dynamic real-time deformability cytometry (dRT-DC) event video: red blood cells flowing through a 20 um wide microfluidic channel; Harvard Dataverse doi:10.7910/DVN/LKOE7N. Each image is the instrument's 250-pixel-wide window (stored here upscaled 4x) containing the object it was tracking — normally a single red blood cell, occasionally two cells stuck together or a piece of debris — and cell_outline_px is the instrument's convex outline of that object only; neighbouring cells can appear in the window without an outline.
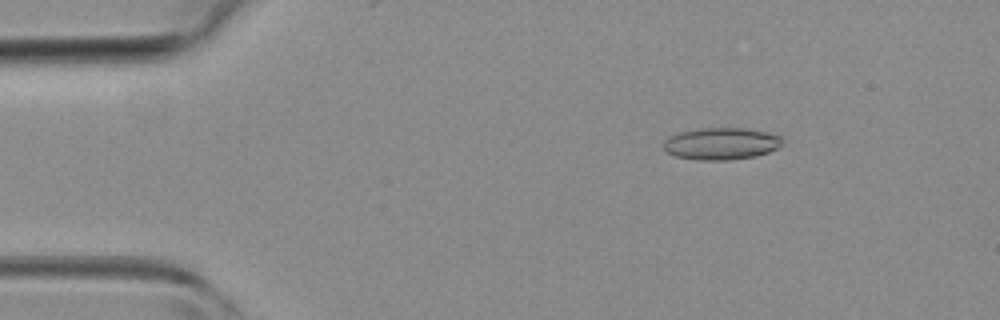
{"species": "common noctule bat (a hibernating species)", "species_latin": "Nyctalus noctula", "temperature_condition": "room temperature", "stored_images_in_passage": 42, "camera_frame_rate_fps": 3000, "um_per_image_px": 0.085, "animal": {"sex": "female", "body_mass_g": 19.3, "forearm_length_mm": 54.1}, "frame": {"image": 1, "passage_image": 5, "time_ms": 1.333, "image_size_px": [1000, 320], "cell_outline_px": [[784, 140], [776, 148], [768, 152], [756, 156], [728, 160], [696, 160], [676, 156], [668, 152], [664, 148], [664, 140], [668, 136], [680, 132], [700, 128], [744, 128], [764, 132], [780, 136]], "centroid_in_image_um": [61.27, 12.21], "position_along_channel_um": 23.7, "area_um2": 22.02}}
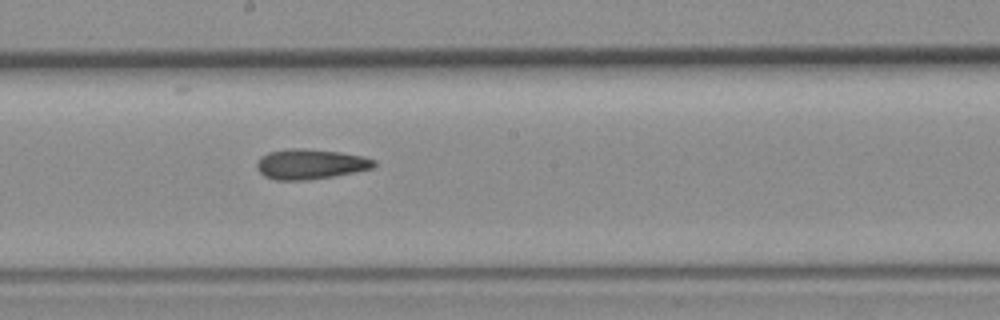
{"frame": {"image": 2, "passage_image": 22, "time_ms": 7.0, "image_size_px": [1000, 320], "cell_outline_px": [[376, 164], [372, 168], [356, 172], [336, 176], [308, 180], [276, 180], [264, 176], [256, 168], [256, 164], [260, 156], [268, 152], [288, 148], [304, 148], [340, 152], [364, 156], [376, 160]], "centroid_in_image_um": [26.38, 13.95], "position_along_channel_um": 221.8, "area_um2": 20.87}}
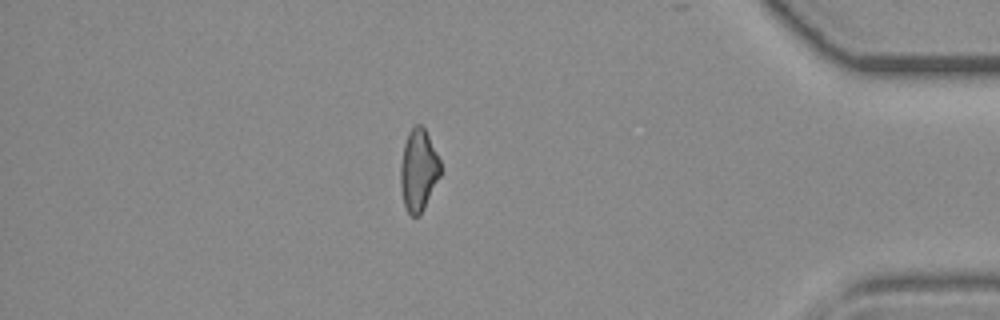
{"frame": {"image": 3, "passage_image": 36, "time_ms": 11.667, "image_size_px": [1000, 320], "cell_outline_px": [[440, 176], [420, 216], [412, 216], [408, 212], [404, 204], [400, 188], [400, 164], [404, 144], [408, 132], [416, 124], [420, 124], [424, 128], [440, 160]], "centroid_in_image_um": [35.55, 14.48], "position_along_channel_um": 399.6, "area_um2": 18.96}}